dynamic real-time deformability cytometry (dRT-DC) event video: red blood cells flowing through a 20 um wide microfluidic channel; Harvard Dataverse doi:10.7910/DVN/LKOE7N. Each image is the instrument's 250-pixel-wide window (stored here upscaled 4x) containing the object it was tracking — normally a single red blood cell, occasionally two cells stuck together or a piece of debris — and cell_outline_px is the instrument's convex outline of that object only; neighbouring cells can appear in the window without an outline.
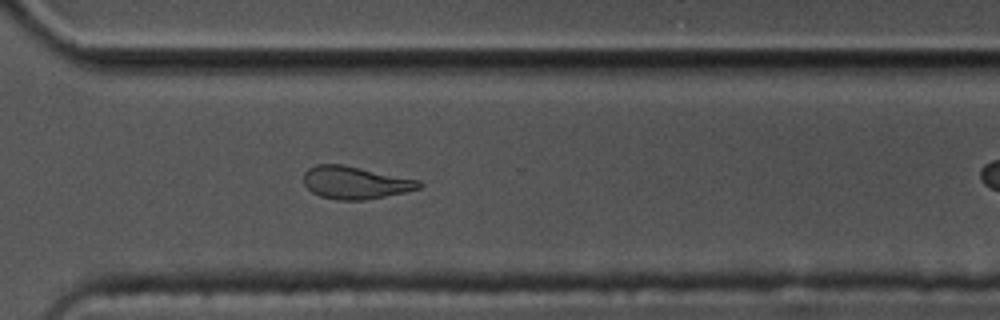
{"species": "common noctule bat (a hibernating species)", "species_latin": "Nyctalus noctula", "temperature_condition": "cold", "stored_images_in_passage": 38, "camera_frame_rate_fps": 3000, "um_per_image_px": 0.085, "animal": {"sex": "male", "body_mass_g": 17.5, "forearm_length_mm": 52.3}, "frame": {"image": 1, "passage_image": 33, "time_ms": 10.667, "image_size_px": [1000, 320], "cell_outline_px": [[424, 184], [420, 188], [404, 192], [364, 200], [336, 200], [320, 196], [312, 192], [304, 184], [304, 172], [308, 168], [316, 164], [344, 164], [420, 180]], "centroid_in_image_um": [30.19, 15.51], "position_along_channel_um": 340.4, "area_um2": 22.02}}